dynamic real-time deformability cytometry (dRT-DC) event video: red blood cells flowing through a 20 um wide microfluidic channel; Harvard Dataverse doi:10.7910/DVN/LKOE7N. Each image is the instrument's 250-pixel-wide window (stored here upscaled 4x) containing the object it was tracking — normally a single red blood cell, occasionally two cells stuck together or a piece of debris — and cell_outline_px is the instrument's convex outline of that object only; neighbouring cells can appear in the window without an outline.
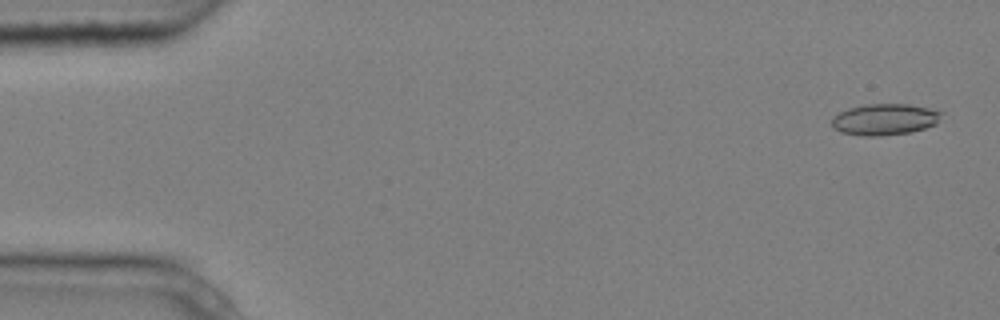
{"species": "common noctule bat (a hibernating species)", "species_latin": "Nyctalus noctula", "temperature_condition": "cold", "stored_images_in_passage": 4, "camera_frame_rate_fps": 3000, "um_per_image_px": 0.085, "animal": {"sex": "male", "body_mass_g": 20.4}, "frame": {"image": 1, "passage_image": 1, "time_ms": 0.0, "image_size_px": [1000, 320], "cell_outline_px": [[944, 112], [936, 124], [912, 132], [880, 136], [864, 136], [840, 132], [832, 128], [832, 120], [840, 112], [848, 108], [864, 104], [908, 104], [928, 108]], "centroid_in_image_um": [75.2, 10.15], "position_along_channel_um": 9.8, "area_um2": 20.06}}